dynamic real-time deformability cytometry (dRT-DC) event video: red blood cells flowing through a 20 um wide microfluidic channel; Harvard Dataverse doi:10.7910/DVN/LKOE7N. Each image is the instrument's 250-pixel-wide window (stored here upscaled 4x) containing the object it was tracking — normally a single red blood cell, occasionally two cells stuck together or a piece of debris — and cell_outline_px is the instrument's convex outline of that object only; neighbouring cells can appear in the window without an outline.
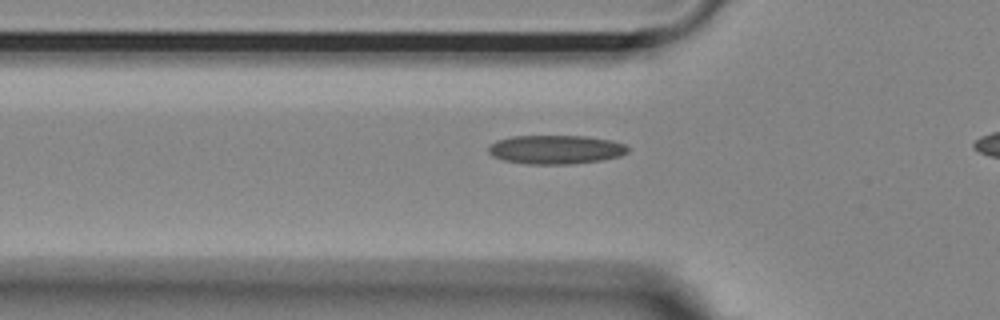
{"species": "Egyptian fruit bat (a non-hibernating species)", "species_latin": "Rousettus aegyptiacus", "temperature_condition": "room temperature", "stored_images_in_passage": 34, "camera_frame_rate_fps": 3000, "um_per_image_px": 0.085, "animal": {"sex": "female"}, "frame": {"image": 1, "passage_image": 3, "time_ms": 0.667, "image_size_px": [1000, 320], "cell_outline_px": [[628, 152], [620, 156], [600, 160], [572, 164], [524, 164], [504, 160], [492, 156], [488, 152], [488, 148], [496, 140], [512, 136], [588, 136], [612, 140], [624, 144], [628, 148]], "centroid_in_image_um": [47.23, 12.71], "position_along_channel_um": 78.6, "area_um2": 23.52}}
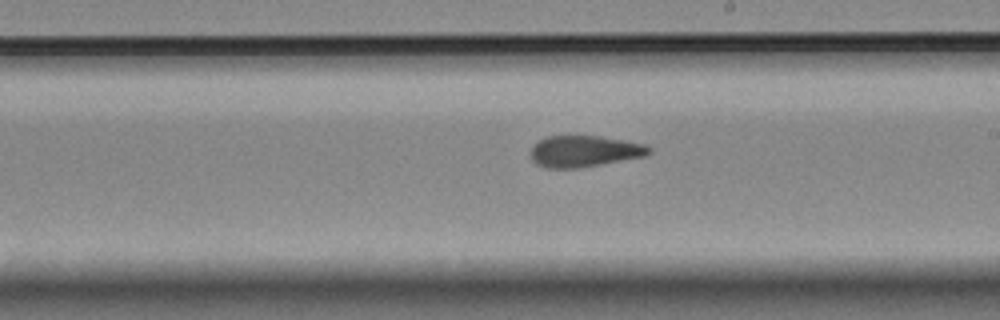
{"frame": {"image": 2, "passage_image": 16, "time_ms": 5.0, "image_size_px": [1000, 320], "cell_outline_px": [[652, 152], [644, 156], [600, 164], [576, 168], [548, 168], [536, 164], [532, 160], [532, 144], [548, 136], [600, 136], [644, 144], [652, 148]], "centroid_in_image_um": [49.66, 12.85], "position_along_channel_um": 239.3, "area_um2": 21.39}}
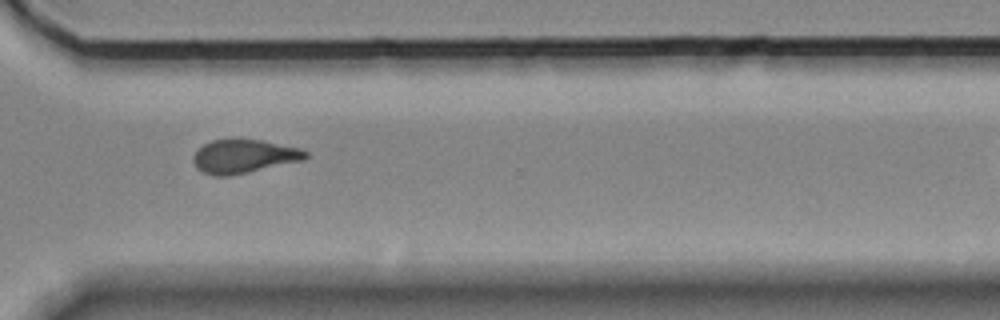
{"frame": {"image": 3, "passage_image": 25, "time_ms": 8.0, "image_size_px": [1000, 320], "cell_outline_px": [[308, 156], [304, 160], [248, 172], [228, 176], [212, 176], [196, 168], [192, 160], [192, 156], [204, 144], [212, 140], [260, 140], [300, 148], [308, 152]], "centroid_in_image_um": [20.72, 13.3], "position_along_channel_um": 349.9, "area_um2": 21.79}, "authors_computed_cell_mechanics": {"area_um2": 21.9929, "velocity_mm_per_s": 3.6816, "shape_relaxation_time_tau1_ms": 10.3151, "shape_relaxation_time_tau2_ms": 2.1194, "deformation_change_tau1": 0.2058, "deformation_change_tau2": 0.0895}}